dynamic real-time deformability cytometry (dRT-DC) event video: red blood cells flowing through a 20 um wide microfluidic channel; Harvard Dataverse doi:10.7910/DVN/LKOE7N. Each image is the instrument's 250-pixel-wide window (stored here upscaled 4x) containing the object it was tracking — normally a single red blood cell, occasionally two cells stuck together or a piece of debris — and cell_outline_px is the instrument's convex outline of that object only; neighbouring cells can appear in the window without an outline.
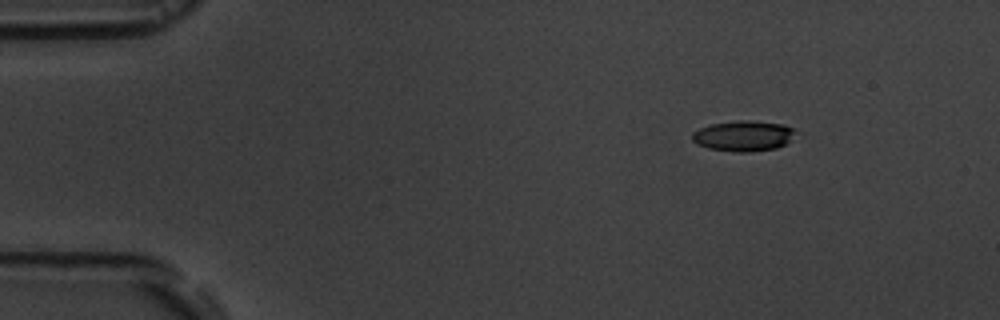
{"species": "common noctule bat (a hibernating species)", "species_latin": "Nyctalus noctula", "temperature_condition": "room temperature", "stored_images_in_passage": 7, "camera_frame_rate_fps": 3000, "um_per_image_px": 0.085, "animal": {"sex": "male", "body_mass_g": 19.5, "forearm_length_mm": 54.6}, "frame": {"image": 1, "passage_image": 1, "time_ms": 0.0, "image_size_px": [1000, 320], "cell_outline_px": [[800, 132], [788, 144], [776, 148], [748, 152], [736, 152], [708, 148], [696, 144], [692, 140], [692, 132], [700, 128], [712, 124], [740, 120], [748, 120], [784, 124], [796, 128]], "centroid_in_image_um": [63.28, 11.55], "position_along_channel_um": 21.7, "area_um2": 18.79}}
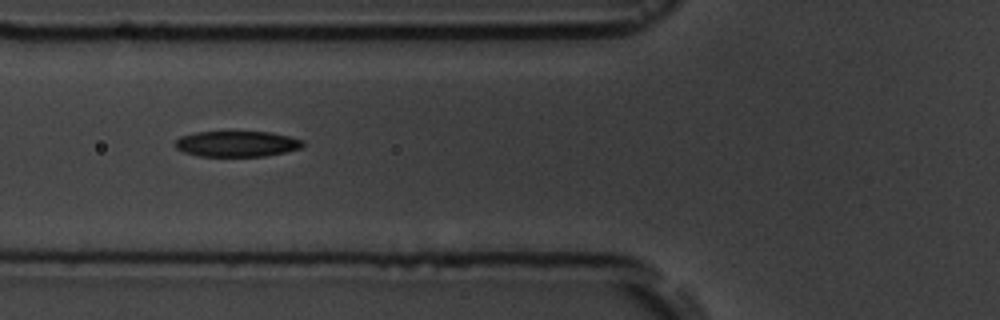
{"frame": {"image": 2, "passage_image": 5, "time_ms": 4.667, "image_size_px": [1000, 320], "cell_outline_px": [[304, 144], [300, 148], [284, 152], [264, 156], [200, 156], [184, 152], [176, 148], [172, 144], [180, 136], [196, 132], [272, 132], [304, 140]], "centroid_in_image_um": [20.11, 12.22], "position_along_channel_um": 105.7, "area_um2": 19.13}}
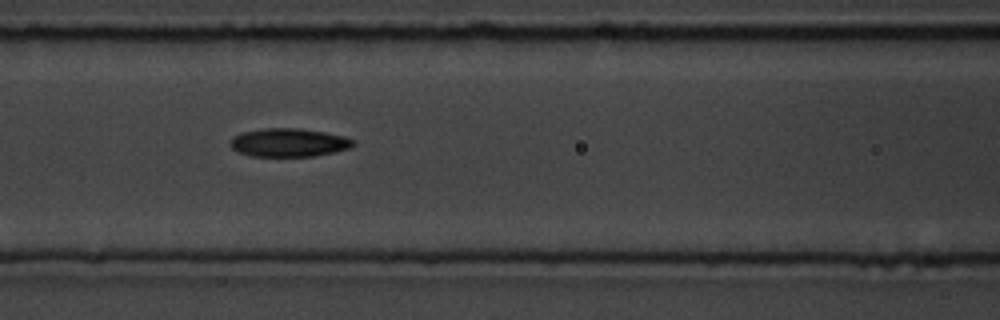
{"frame": {"image": 3, "passage_image": 6, "time_ms": 5.667, "image_size_px": [1000, 320], "cell_outline_px": [[356, 144], [348, 148], [332, 152], [312, 156], [252, 156], [236, 152], [228, 144], [232, 136], [244, 132], [264, 128], [300, 128], [324, 132], [344, 136], [352, 140]], "centroid_in_image_um": [24.48, 12.11], "position_along_channel_um": 142.1, "area_um2": 20.29}}